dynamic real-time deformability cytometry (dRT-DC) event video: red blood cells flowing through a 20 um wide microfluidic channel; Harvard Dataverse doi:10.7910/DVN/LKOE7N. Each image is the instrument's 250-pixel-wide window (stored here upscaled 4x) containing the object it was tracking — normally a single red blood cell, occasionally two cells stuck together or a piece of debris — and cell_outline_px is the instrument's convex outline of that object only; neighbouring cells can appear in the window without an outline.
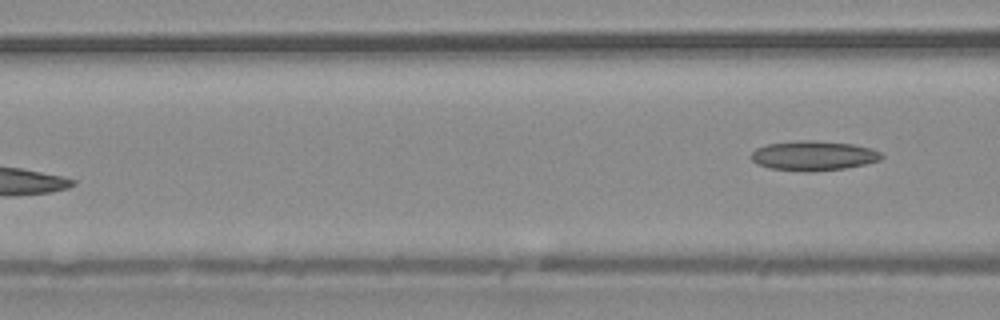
{"species": "common noctule bat (a hibernating species)", "species_latin": "Nyctalus noctula", "temperature_condition": "warm", "stored_images_in_passage": 8, "camera_frame_rate_fps": 3000, "um_per_image_px": 0.085, "animal": {"sex": "male", "body_mass_g": 20.4}, "frame": {"image": 1, "passage_image": 8, "time_ms": 2.333, "image_size_px": [1000, 320], "cell_outline_px": [[884, 156], [880, 160], [864, 164], [844, 168], [812, 172], [804, 172], [768, 168], [756, 164], [752, 160], [752, 152], [756, 148], [768, 144], [800, 140], [812, 140], [852, 144], [868, 148], [880, 152]], "centroid_in_image_um": [69.11, 13.24], "position_along_channel_um": 97.5, "area_um2": 22.48}}